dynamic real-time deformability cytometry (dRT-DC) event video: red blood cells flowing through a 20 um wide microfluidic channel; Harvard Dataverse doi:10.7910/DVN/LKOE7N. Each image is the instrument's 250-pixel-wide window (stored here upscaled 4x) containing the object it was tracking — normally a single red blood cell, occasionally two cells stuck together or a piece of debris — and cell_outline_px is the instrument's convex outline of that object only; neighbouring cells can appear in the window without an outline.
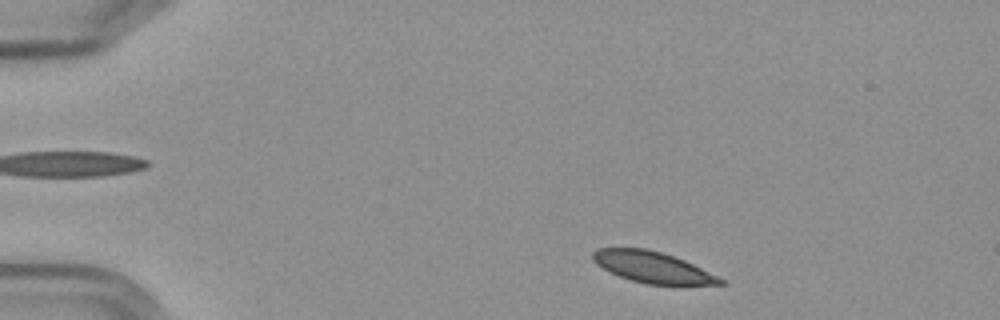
{"species": "Egyptian fruit bat (a non-hibernating species)", "species_latin": "Rousettus aegyptiacus", "temperature_condition": "cold", "stored_images_in_passage": 51, "camera_frame_rate_fps": 3000, "um_per_image_px": 0.085, "frame": {"image": 1, "passage_image": 4, "time_ms": 1.0, "image_size_px": [1000, 320], "cell_outline_px": [[724, 284], [684, 288], [676, 288], [648, 284], [632, 280], [620, 276], [596, 264], [592, 260], [592, 252], [600, 248], [644, 248], [660, 252], [684, 260], [724, 280]], "centroid_in_image_um": [55.55, 22.78], "position_along_channel_um": 29.5, "area_um2": 23.64}}
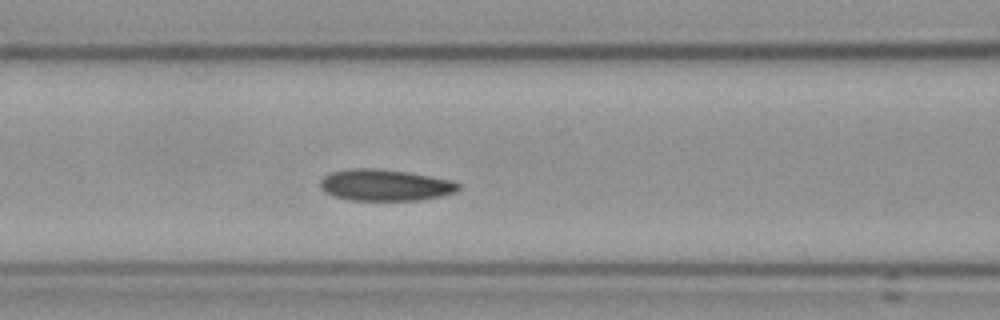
{"frame": {"image": 2, "passage_image": 19, "time_ms": 6.0, "image_size_px": [1000, 320], "cell_outline_px": [[460, 188], [456, 192], [440, 196], [420, 200], [352, 200], [332, 196], [324, 192], [320, 188], [320, 180], [324, 176], [332, 172], [348, 168], [376, 168], [408, 172], [448, 180], [460, 184]], "centroid_in_image_um": [32.68, 15.73], "position_along_channel_um": 133.9, "area_um2": 25.32}}
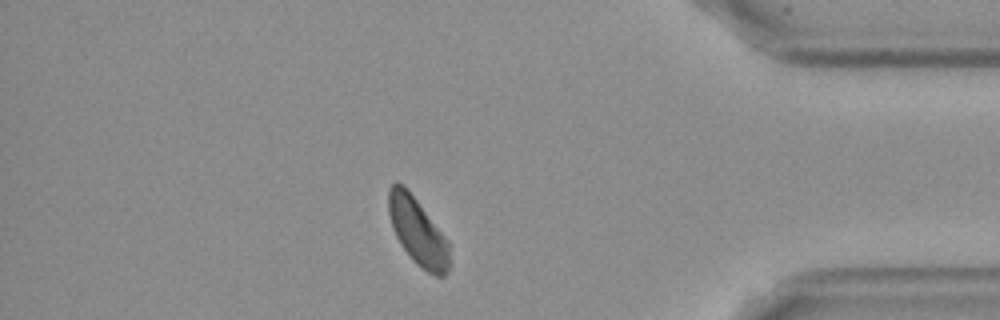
{"frame": {"image": 3, "passage_image": 44, "time_ms": 14.333, "image_size_px": [1000, 320], "cell_outline_px": [[448, 272], [444, 276], [436, 276], [428, 272], [416, 264], [412, 260], [400, 244], [392, 228], [388, 212], [388, 188], [396, 180], [404, 184], [408, 188], [448, 240]], "centroid_in_image_um": [35.47, 19.63], "position_along_channel_um": 399.7, "area_um2": 23.99}, "authors_computed_cell_mechanics": {"area_um2": 25.2586, "velocity_mm_per_s": 3.537, "shape_relaxation_time_tau1_ms": 5.1146, "shape_relaxation_time_tau2_ms": 5.8092, "deformation_change_tau1": 0.076, "deformation_change_tau2": 0.1032}}